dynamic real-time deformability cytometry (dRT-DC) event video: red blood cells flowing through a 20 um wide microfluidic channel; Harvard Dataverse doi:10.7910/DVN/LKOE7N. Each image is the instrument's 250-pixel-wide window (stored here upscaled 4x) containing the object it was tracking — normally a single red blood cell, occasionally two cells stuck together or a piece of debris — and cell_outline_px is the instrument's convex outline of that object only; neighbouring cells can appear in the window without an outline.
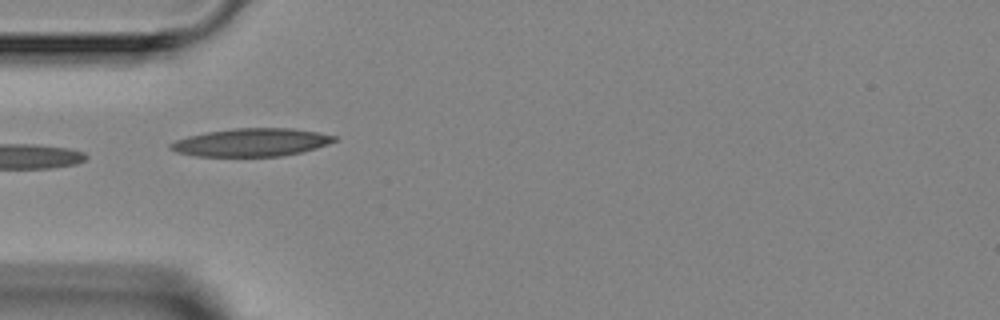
{"species": "Egyptian fruit bat (a non-hibernating species)", "species_latin": "Rousettus aegyptiacus", "temperature_condition": "room temperature", "stored_images_in_passage": 6, "camera_frame_rate_fps": 3000, "um_per_image_px": 0.085, "animal": {"sex": "female"}, "frame": {"image": 1, "passage_image": 3, "time_ms": 3.333, "image_size_px": [1000, 320], "cell_outline_px": [[340, 140], [304, 152], [280, 156], [196, 156], [176, 152], [168, 148], [168, 144], [176, 140], [188, 136], [208, 132], [236, 128], [292, 128], [320, 132], [336, 136]], "centroid_in_image_um": [21.41, 12.1], "position_along_channel_um": 63.6, "area_um2": 26.88}}
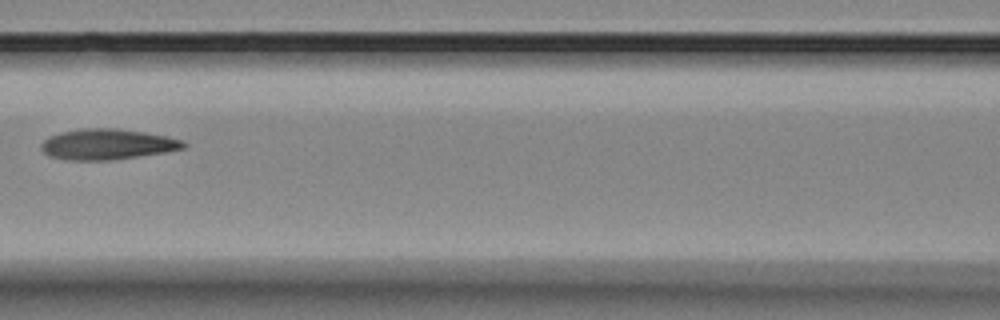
{"frame": {"image": 2, "passage_image": 5, "time_ms": 5.667, "image_size_px": [1000, 320], "cell_outline_px": [[188, 144], [184, 148], [164, 152], [112, 160], [68, 160], [48, 156], [40, 148], [40, 144], [48, 136], [60, 132], [80, 128], [116, 128], [144, 132], [168, 136], [184, 140]], "centroid_in_image_um": [9.1, 12.25], "position_along_channel_um": 157.5, "area_um2": 25.61}}
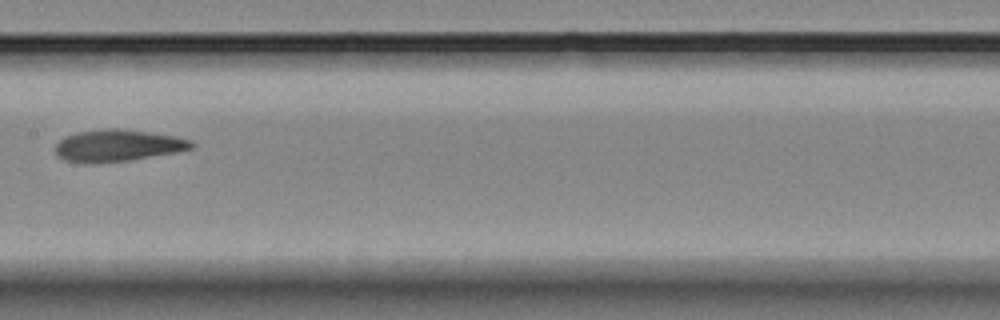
{"frame": {"image": 3, "passage_image": 6, "time_ms": 6.667, "image_size_px": [1000, 320], "cell_outline_px": [[196, 148], [176, 152], [128, 160], [92, 164], [88, 164], [64, 160], [56, 156], [56, 144], [60, 140], [68, 136], [80, 132], [108, 128], [116, 128], [148, 132], [176, 136], [192, 140], [196, 144]], "centroid_in_image_um": [10.04, 12.38], "position_along_channel_um": 197.4, "area_um2": 25.26}}